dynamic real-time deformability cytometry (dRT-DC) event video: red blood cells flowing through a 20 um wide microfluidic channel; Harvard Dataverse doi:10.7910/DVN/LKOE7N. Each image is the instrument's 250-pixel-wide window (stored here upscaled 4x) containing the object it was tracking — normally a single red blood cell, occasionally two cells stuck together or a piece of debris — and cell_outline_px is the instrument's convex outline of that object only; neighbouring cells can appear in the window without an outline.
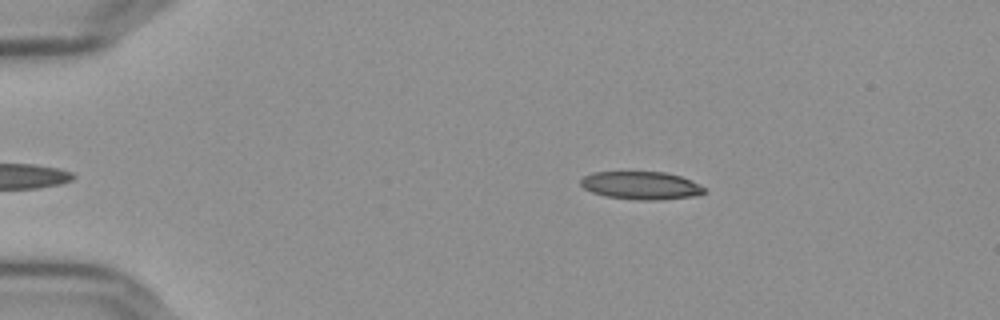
{"species": "Egyptian fruit bat (a non-hibernating species)", "species_latin": "Rousettus aegyptiacus", "temperature_condition": "cold", "stored_images_in_passage": 48, "camera_frame_rate_fps": 3000, "um_per_image_px": 0.085, "frame": {"image": 1, "passage_image": 3, "time_ms": 0.667, "image_size_px": [1000, 320], "cell_outline_px": [[708, 192], [696, 196], [660, 200], [636, 200], [604, 196], [592, 192], [584, 188], [580, 184], [580, 180], [584, 176], [592, 172], [664, 172], [680, 176], [692, 180], [704, 188]], "centroid_in_image_um": [54.5, 15.77], "position_along_channel_um": 30.5, "area_um2": 20.29}}
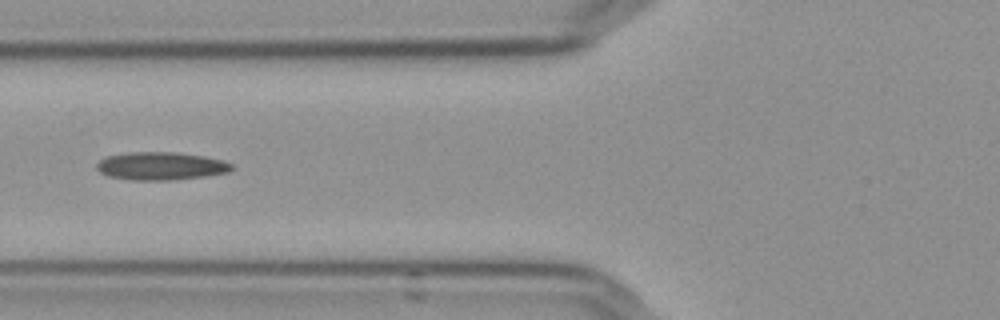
{"frame": {"image": 2, "passage_image": 15, "time_ms": 4.667, "image_size_px": [1000, 320], "cell_outline_px": [[232, 168], [228, 172], [204, 176], [172, 180], [132, 180], [108, 176], [100, 172], [96, 168], [96, 164], [100, 160], [108, 156], [128, 152], [176, 152], [204, 156], [224, 160], [232, 164]], "centroid_in_image_um": [13.67, 14.11], "position_along_channel_um": 112.1, "area_um2": 21.96}}
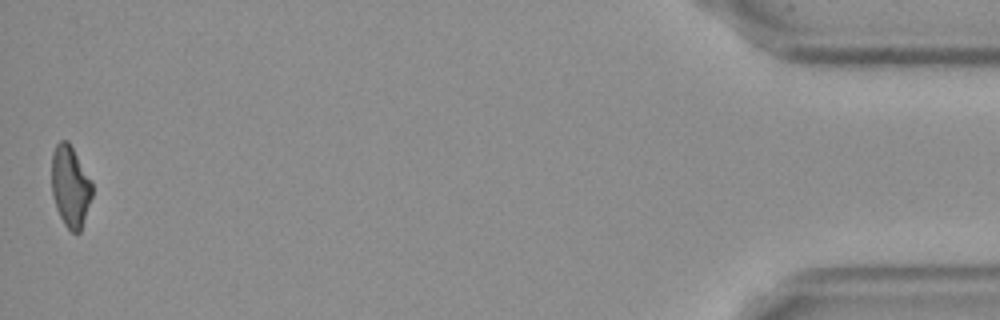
{"frame": {"image": 3, "passage_image": 48, "time_ms": 15.667, "image_size_px": [1000, 320], "cell_outline_px": [[92, 196], [80, 232], [72, 232], [64, 224], [56, 208], [52, 192], [52, 152], [56, 144], [60, 140], [68, 140], [92, 180]], "centroid_in_image_um": [5.98, 15.81], "position_along_channel_um": 429.2, "area_um2": 19.19}, "authors_computed_cell_mechanics": {"area_um2": 20.9814, "velocity_mm_per_s": 3.6564, "shape_relaxation_time_tau1_ms": null, "shape_relaxation_time_tau2_ms": 4.8089, "deformation_change_tau1": null, "deformation_change_tau2": 0.1305}}